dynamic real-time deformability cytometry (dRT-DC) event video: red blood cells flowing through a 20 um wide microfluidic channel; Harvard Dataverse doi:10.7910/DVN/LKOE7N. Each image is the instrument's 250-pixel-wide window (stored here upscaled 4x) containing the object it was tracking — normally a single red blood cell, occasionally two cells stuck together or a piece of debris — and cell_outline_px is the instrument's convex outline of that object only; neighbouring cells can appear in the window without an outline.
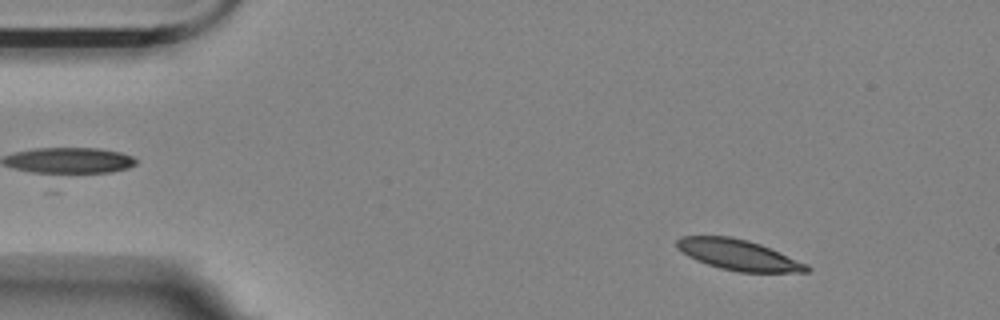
{"species": "Egyptian fruit bat (a non-hibernating species)", "species_latin": "Rousettus aegyptiacus", "temperature_condition": "room temperature", "stored_images_in_passage": 4, "camera_frame_rate_fps": 3000, "um_per_image_px": 0.085, "animal": {"sex": "female"}, "frame": {"image": 1, "passage_image": 1, "time_ms": 0.0, "image_size_px": [1000, 320], "cell_outline_px": [[812, 268], [808, 272], [740, 272], [720, 268], [696, 260], [688, 256], [676, 248], [676, 240], [680, 236], [728, 236], [748, 240], [760, 244], [808, 264]], "centroid_in_image_um": [62.76, 21.66], "position_along_channel_um": 22.2, "area_um2": 23.12}}
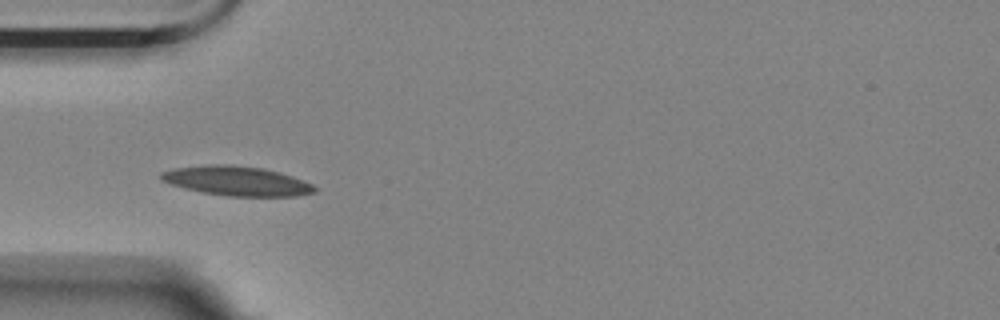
{"frame": {"image": 2, "passage_image": 3, "time_ms": 0.667, "image_size_px": [1000, 320], "cell_outline_px": [[316, 192], [296, 196], [228, 196], [200, 192], [184, 188], [160, 180], [160, 172], [176, 168], [212, 164], [228, 164], [264, 168], [280, 172], [292, 176], [312, 184], [316, 188]], "centroid_in_image_um": [20.12, 15.38], "position_along_channel_um": 64.9, "area_um2": 26.36}}
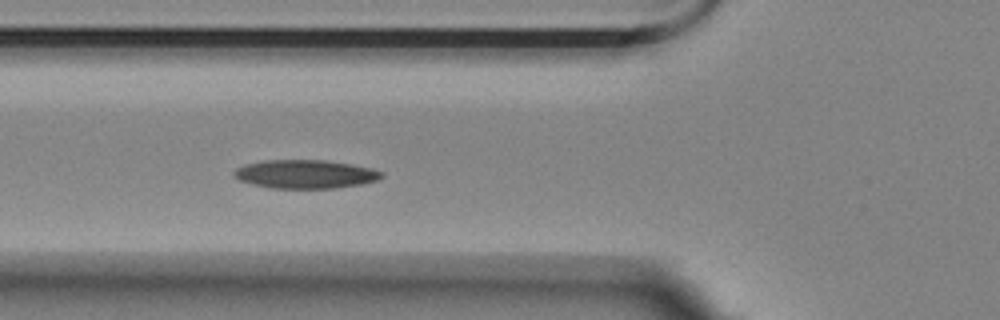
{"frame": {"image": 3, "passage_image": 4, "time_ms": 1.0, "image_size_px": [1000, 320], "cell_outline_px": [[384, 176], [376, 180], [360, 184], [336, 188], [268, 188], [252, 184], [240, 180], [232, 176], [232, 172], [236, 168], [244, 164], [264, 160], [324, 160], [352, 164], [372, 168], [384, 172]], "centroid_in_image_um": [25.92, 14.8], "position_along_channel_um": 99.9, "area_um2": 24.74}}